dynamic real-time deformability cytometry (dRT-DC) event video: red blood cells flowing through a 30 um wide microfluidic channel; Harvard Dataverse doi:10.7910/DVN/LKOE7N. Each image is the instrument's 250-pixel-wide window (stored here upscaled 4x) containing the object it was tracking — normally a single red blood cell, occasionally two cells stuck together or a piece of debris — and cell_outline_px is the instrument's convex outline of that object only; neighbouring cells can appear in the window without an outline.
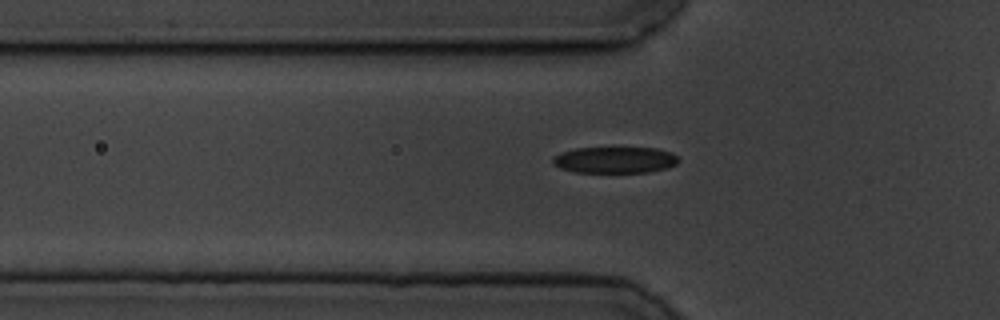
{"species": "common noctule bat (a hibernating species)", "species_latin": "Nyctalus noctula", "temperature_condition": "cold", "stored_images_in_passage": 45, "camera_frame_rate_fps": 3000, "um_per_image_px": 0.085, "animal": {"sex": "male", "body_mass_g": 19.5, "forearm_length_mm": 54.6}, "frame": {"image": 1, "passage_image": 13, "time_ms": 4.0, "image_size_px": [1000, 320], "cell_outline_px": [[680, 160], [676, 164], [668, 168], [648, 172], [572, 172], [560, 168], [552, 164], [552, 156], [560, 152], [576, 148], [656, 148], [672, 152]], "centroid_in_image_um": [52.24, 13.59], "position_along_channel_um": 73.6, "area_um2": 19.48}}
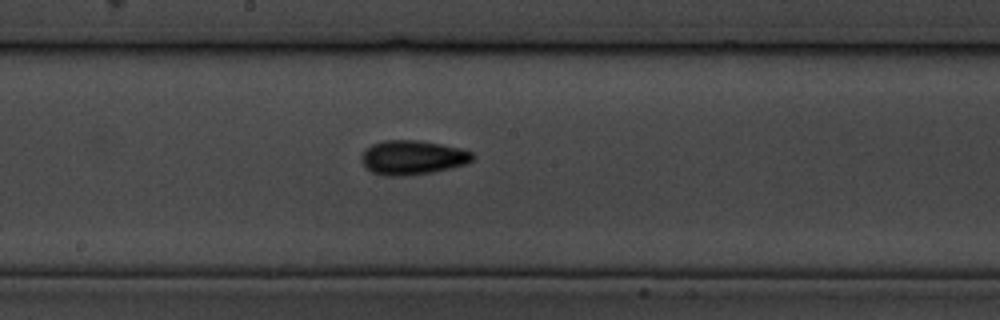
{"frame": {"image": 2, "passage_image": 25, "time_ms": 8.0, "image_size_px": [1000, 320], "cell_outline_px": [[476, 156], [472, 160], [464, 164], [452, 168], [432, 172], [408, 176], [384, 176], [372, 172], [360, 160], [360, 156], [372, 144], [384, 140], [416, 140], [440, 144], [460, 148], [472, 152]], "centroid_in_image_um": [35.07, 13.4], "position_along_channel_um": 213.1, "area_um2": 22.2}}
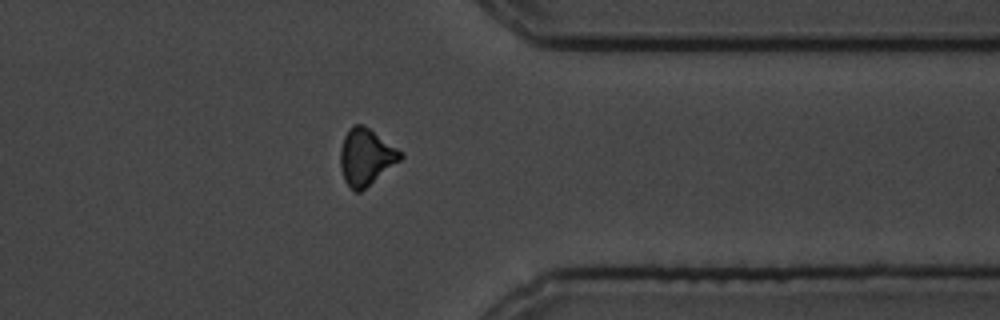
{"frame": {"image": 3, "passage_image": 40, "time_ms": 13.0, "image_size_px": [1000, 320], "cell_outline_px": [[404, 156], [400, 160], [360, 192], [356, 192], [344, 180], [340, 168], [340, 148], [344, 136], [352, 124], [360, 124], [368, 128], [404, 152]], "centroid_in_image_um": [31.1, 13.33], "position_along_channel_um": 380.3, "area_um2": 19.65}}